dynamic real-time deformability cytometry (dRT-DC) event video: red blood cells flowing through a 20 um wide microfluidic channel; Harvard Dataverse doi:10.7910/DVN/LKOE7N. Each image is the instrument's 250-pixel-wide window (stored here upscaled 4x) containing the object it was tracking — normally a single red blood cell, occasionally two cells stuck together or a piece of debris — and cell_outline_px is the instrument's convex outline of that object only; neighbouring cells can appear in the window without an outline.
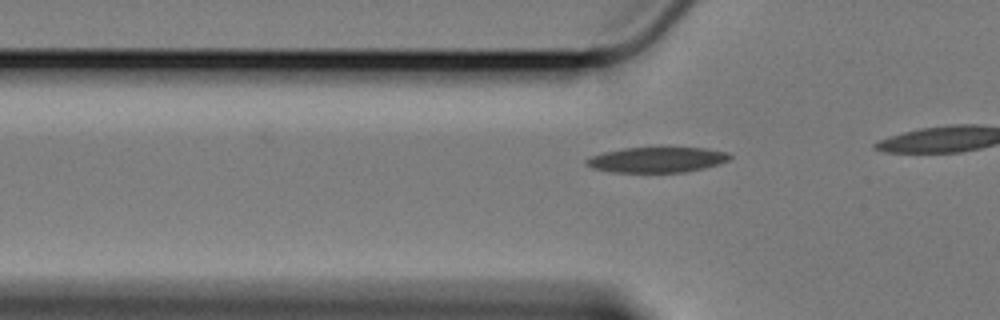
{"species": "Egyptian fruit bat (a non-hibernating species)", "species_latin": "Rousettus aegyptiacus", "temperature_condition": "cold", "stored_images_in_passage": 21, "camera_frame_rate_fps": 3000, "um_per_image_px": 0.085, "animal": {"sex": "female"}, "frame": {"image": 1, "passage_image": 15, "time_ms": 4.667, "image_size_px": [1000, 320], "cell_outline_px": [[732, 156], [728, 160], [720, 164], [704, 168], [684, 172], [612, 172], [592, 168], [584, 164], [584, 160], [592, 156], [604, 152], [624, 148], [660, 144], [668, 144], [704, 148], [728, 152]], "centroid_in_image_um": [55.87, 13.52], "position_along_channel_um": 69.9, "area_um2": 22.43}}
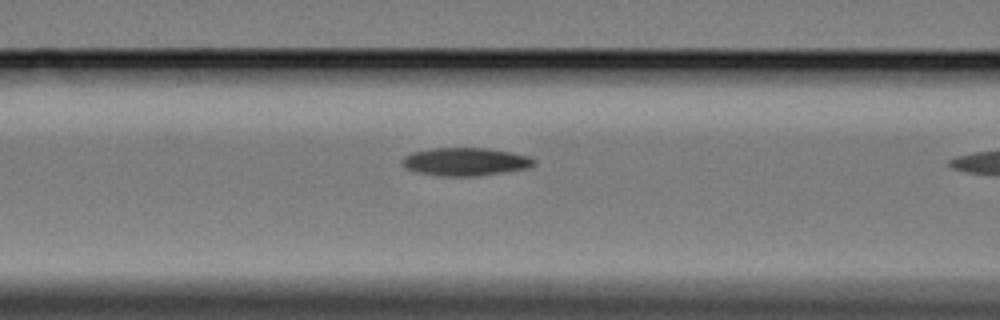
{"frame": {"image": 2, "passage_image": 20, "time_ms": 6.333, "image_size_px": [1000, 320], "cell_outline_px": [[536, 164], [528, 168], [504, 172], [476, 176], [440, 176], [416, 172], [408, 168], [400, 160], [404, 156], [412, 152], [432, 148], [488, 148], [512, 152], [528, 156], [536, 160]], "centroid_in_image_um": [39.58, 13.74], "position_along_channel_um": 127.0, "area_um2": 21.56}}